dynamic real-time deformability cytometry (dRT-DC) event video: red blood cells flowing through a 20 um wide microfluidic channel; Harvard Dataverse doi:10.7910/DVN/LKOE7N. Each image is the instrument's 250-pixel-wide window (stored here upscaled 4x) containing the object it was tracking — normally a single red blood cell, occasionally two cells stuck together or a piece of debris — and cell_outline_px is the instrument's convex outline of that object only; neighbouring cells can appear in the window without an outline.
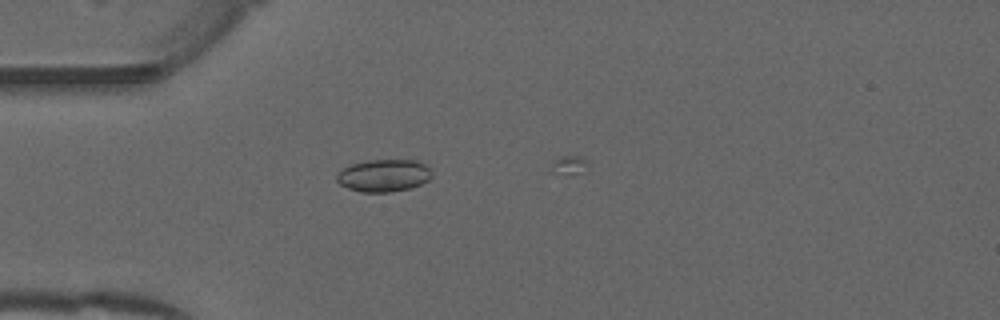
{"species": "common noctule bat (a hibernating species)", "species_latin": "Nyctalus noctula", "temperature_condition": "warm", "stored_images_in_passage": 14, "camera_frame_rate_fps": 3000, "um_per_image_px": 0.085, "animal": {"sex": "male", "forearm_length_mm": 52.5}, "frame": {"image": 1, "passage_image": 10, "time_ms": 3.0, "image_size_px": [1000, 320], "cell_outline_px": [[432, 176], [428, 180], [420, 184], [408, 188], [388, 192], [360, 192], [348, 188], [340, 184], [336, 180], [336, 172], [352, 164], [368, 160], [416, 160], [424, 164], [432, 172]], "centroid_in_image_um": [32.59, 14.91], "position_along_channel_um": 52.4, "area_um2": 17.86}}